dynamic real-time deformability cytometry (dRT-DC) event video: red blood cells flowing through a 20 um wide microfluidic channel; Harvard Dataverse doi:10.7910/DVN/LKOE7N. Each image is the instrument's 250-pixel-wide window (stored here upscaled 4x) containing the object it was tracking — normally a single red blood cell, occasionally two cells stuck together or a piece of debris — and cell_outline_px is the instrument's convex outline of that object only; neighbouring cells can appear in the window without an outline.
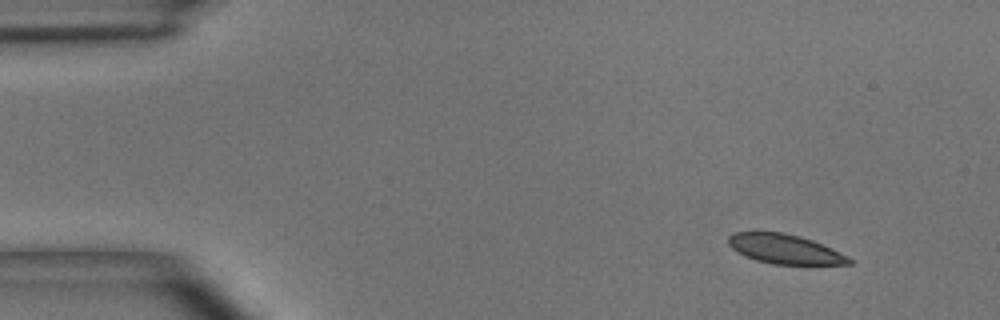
{"species": "common noctule bat (a hibernating species)", "species_latin": "Nyctalus noctula", "temperature_condition": "room temperature", "stored_images_in_passage": 4, "camera_frame_rate_fps": 3000, "um_per_image_px": 0.085, "animal": {"sex": "male", "body_mass_g": 15.6}, "frame": {"image": 1, "passage_image": 1, "time_ms": 0.0, "image_size_px": [1000, 320], "cell_outline_px": [[852, 264], [772, 264], [756, 260], [744, 256], [736, 252], [728, 244], [728, 236], [736, 232], [756, 228], [780, 232], [800, 236], [812, 240], [848, 256], [852, 260]], "centroid_in_image_um": [66.6, 21.12], "position_along_channel_um": 18.4, "area_um2": 21.21}}
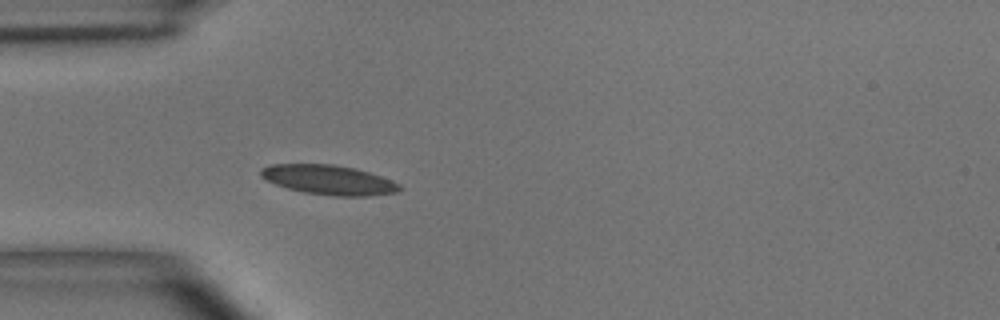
{"frame": {"image": 2, "passage_image": 4, "time_ms": 3.333, "image_size_px": [1000, 320], "cell_outline_px": [[404, 188], [396, 192], [368, 196], [332, 196], [304, 192], [288, 188], [276, 184], [260, 176], [260, 168], [272, 164], [332, 164], [356, 168], [392, 180], [400, 184]], "centroid_in_image_um": [27.96, 15.29], "position_along_channel_um": 57.0, "area_um2": 23.93}}